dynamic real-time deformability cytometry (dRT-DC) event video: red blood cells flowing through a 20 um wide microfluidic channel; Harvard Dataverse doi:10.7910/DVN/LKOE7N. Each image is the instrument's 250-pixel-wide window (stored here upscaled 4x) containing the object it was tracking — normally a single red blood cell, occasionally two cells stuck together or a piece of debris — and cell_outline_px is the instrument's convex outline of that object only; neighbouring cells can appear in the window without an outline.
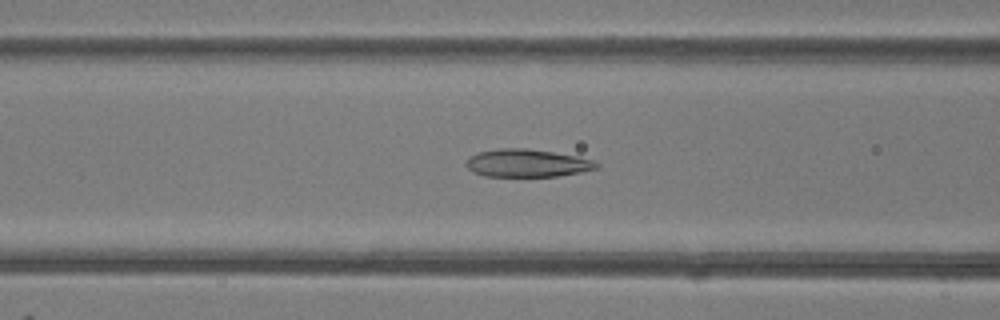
{"species": "common noctule bat (a hibernating species)", "species_latin": "Nyctalus noctula", "temperature_condition": "room temperature", "stored_images_in_passage": 48, "camera_frame_rate_fps": 3000, "um_per_image_px": 0.085, "animal": {"sex": "female"}, "frame": {"image": 1, "passage_image": 20, "time_ms": 6.333, "image_size_px": [1000, 320], "cell_outline_px": [[600, 168], [580, 172], [556, 176], [484, 176], [472, 172], [468, 168], [468, 156], [476, 152], [500, 148], [528, 148], [576, 156], [592, 160], [600, 164]], "centroid_in_image_um": [44.8, 13.86], "position_along_channel_um": 121.8, "area_um2": 21.1}}
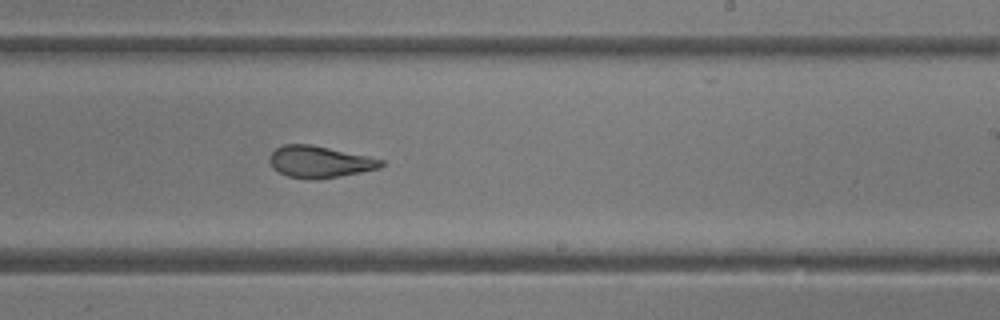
{"frame": {"image": 2, "passage_image": 30, "time_ms": 9.667, "image_size_px": [1000, 320], "cell_outline_px": [[384, 164], [380, 168], [340, 176], [316, 180], [312, 180], [288, 176], [272, 168], [268, 160], [268, 156], [276, 148], [284, 144], [312, 144], [368, 156], [384, 160]], "centroid_in_image_um": [27.14, 13.75], "position_along_channel_um": 261.9, "area_um2": 20.75}}
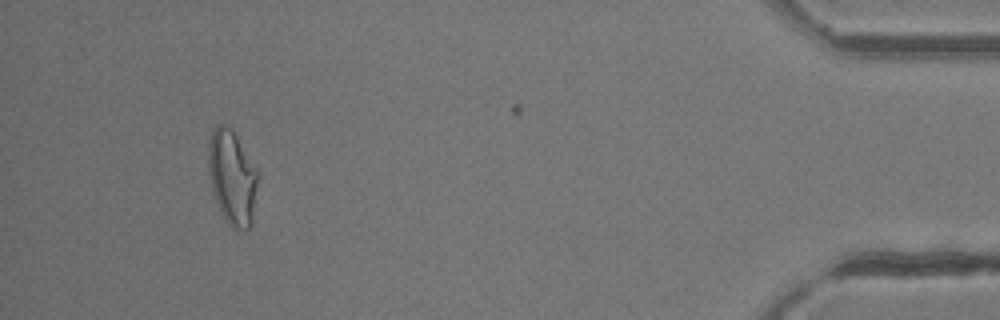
{"frame": {"image": 3, "passage_image": 46, "time_ms": 15.0, "image_size_px": [1000, 320], "cell_outline_px": [[256, 184], [252, 228], [248, 232], [240, 232], [232, 228], [228, 224], [216, 200], [212, 188], [208, 172], [208, 144], [212, 132], [216, 124], [224, 124], [236, 136], [256, 172]], "centroid_in_image_um": [19.71, 15.17], "position_along_channel_um": 415.5, "area_um2": 26.65}, "authors_computed_cell_mechanics": {"area_um2": 22.831, "velocity_mm_per_s": 4.2075, "shape_relaxation_time_tau1_ms": 11.3899, "shape_relaxation_time_tau2_ms": 1.8855, "deformation_change_tau1": 0.2921, "deformation_change_tau2": 0.0907}}